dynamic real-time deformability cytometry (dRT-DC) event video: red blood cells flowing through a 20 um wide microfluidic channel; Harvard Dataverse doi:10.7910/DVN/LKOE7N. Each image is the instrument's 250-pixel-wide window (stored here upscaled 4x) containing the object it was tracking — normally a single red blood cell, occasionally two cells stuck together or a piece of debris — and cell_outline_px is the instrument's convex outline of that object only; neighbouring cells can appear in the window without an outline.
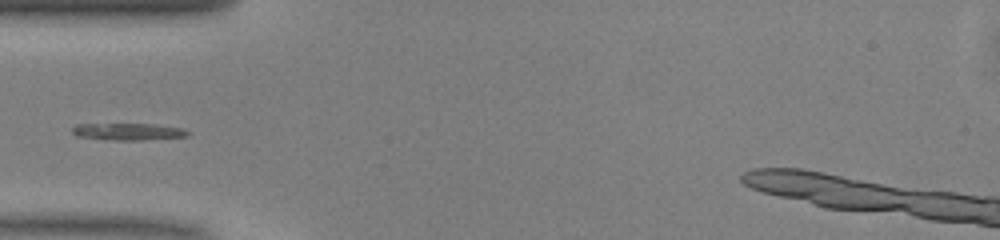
{"species": "common noctule bat (a hibernating species)", "species_latin": "Nyctalus noctula", "temperature_condition": "warm", "stored_images_in_passage": 36, "camera_frame_rate_fps": 3000, "um_per_image_px": 0.085, "animal": {"sex": "male", "body_mass_g": 13.0, "forearm_length_mm": 53.1}, "frame": {"image": 1, "passage_image": 1, "time_ms": 0.0, "image_size_px": [1000, 240], "cell_outline_px": [[192, 132], [188, 136], [140, 140], [104, 140], [76, 136], [72, 132], [72, 128], [76, 124], [152, 124], [184, 128]], "centroid_in_image_um": [10.9, 11.19], "position_along_channel_um": 74.1, "area_um2": 11.56}}
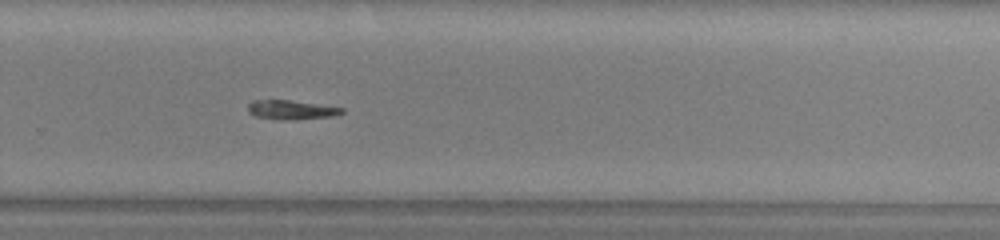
{"frame": {"image": 2, "passage_image": 18, "time_ms": 5.667, "image_size_px": [1000, 240], "cell_outline_px": [[344, 112], [332, 116], [296, 120], [276, 120], [256, 116], [248, 112], [248, 104], [252, 100], [288, 100], [344, 108]], "centroid_in_image_um": [24.72, 9.35], "position_along_channel_um": 305.1, "area_um2": 10.52}}
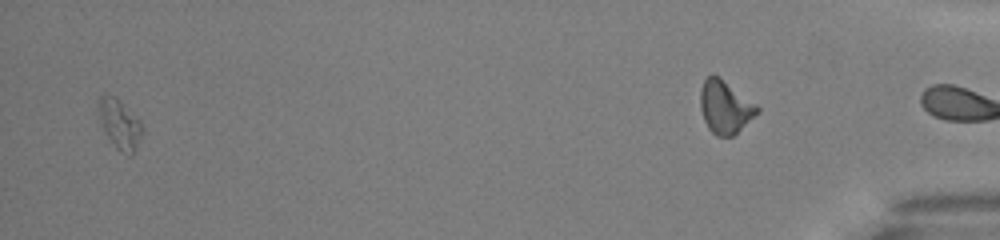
{"frame": {"image": 3, "passage_image": 34, "time_ms": 11.0, "image_size_px": [1000, 240], "cell_outline_px": [[144, 132], [132, 156], [128, 156], [120, 152], [116, 148], [104, 132], [100, 124], [96, 108], [96, 100], [100, 96], [116, 96], [140, 120]], "centroid_in_image_um": [10.15, 10.55], "position_along_channel_um": 425.1, "area_um2": 13.12}}